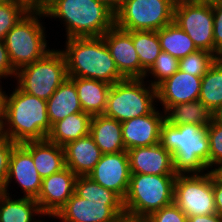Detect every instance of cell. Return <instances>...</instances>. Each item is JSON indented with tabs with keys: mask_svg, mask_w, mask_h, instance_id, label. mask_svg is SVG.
<instances>
[{
	"mask_svg": "<svg viewBox=\"0 0 222 222\" xmlns=\"http://www.w3.org/2000/svg\"><path fill=\"white\" fill-rule=\"evenodd\" d=\"M125 216L123 199L89 176H77L74 194L52 217L58 222H116Z\"/></svg>",
	"mask_w": 222,
	"mask_h": 222,
	"instance_id": "6da1fadb",
	"label": "cell"
},
{
	"mask_svg": "<svg viewBox=\"0 0 222 222\" xmlns=\"http://www.w3.org/2000/svg\"><path fill=\"white\" fill-rule=\"evenodd\" d=\"M11 89L5 93L4 122L0 135L15 143L47 139L52 129L47 101L25 93L15 84Z\"/></svg>",
	"mask_w": 222,
	"mask_h": 222,
	"instance_id": "7a4b0ae2",
	"label": "cell"
},
{
	"mask_svg": "<svg viewBox=\"0 0 222 222\" xmlns=\"http://www.w3.org/2000/svg\"><path fill=\"white\" fill-rule=\"evenodd\" d=\"M39 6L48 20L63 24L65 39L100 37L115 25V14L97 0H44Z\"/></svg>",
	"mask_w": 222,
	"mask_h": 222,
	"instance_id": "3957f363",
	"label": "cell"
},
{
	"mask_svg": "<svg viewBox=\"0 0 222 222\" xmlns=\"http://www.w3.org/2000/svg\"><path fill=\"white\" fill-rule=\"evenodd\" d=\"M160 144L172 154L177 175L209 171L207 127L196 124L174 126L165 120L161 126Z\"/></svg>",
	"mask_w": 222,
	"mask_h": 222,
	"instance_id": "277c9868",
	"label": "cell"
},
{
	"mask_svg": "<svg viewBox=\"0 0 222 222\" xmlns=\"http://www.w3.org/2000/svg\"><path fill=\"white\" fill-rule=\"evenodd\" d=\"M63 52L68 77H82L106 82L110 85L125 78L119 73L114 59L100 37L68 38Z\"/></svg>",
	"mask_w": 222,
	"mask_h": 222,
	"instance_id": "5b68a950",
	"label": "cell"
},
{
	"mask_svg": "<svg viewBox=\"0 0 222 222\" xmlns=\"http://www.w3.org/2000/svg\"><path fill=\"white\" fill-rule=\"evenodd\" d=\"M45 18L43 9L35 6L5 36V47L16 71L41 59L52 50L49 40H46L48 31L46 22H43Z\"/></svg>",
	"mask_w": 222,
	"mask_h": 222,
	"instance_id": "8992f818",
	"label": "cell"
},
{
	"mask_svg": "<svg viewBox=\"0 0 222 222\" xmlns=\"http://www.w3.org/2000/svg\"><path fill=\"white\" fill-rule=\"evenodd\" d=\"M177 175L131 174L123 199L125 216L145 219L154 211L174 203Z\"/></svg>",
	"mask_w": 222,
	"mask_h": 222,
	"instance_id": "52a82bcc",
	"label": "cell"
},
{
	"mask_svg": "<svg viewBox=\"0 0 222 222\" xmlns=\"http://www.w3.org/2000/svg\"><path fill=\"white\" fill-rule=\"evenodd\" d=\"M157 105L156 87L144 78H125L111 85L103 115L122 123L150 114Z\"/></svg>",
	"mask_w": 222,
	"mask_h": 222,
	"instance_id": "ba28073f",
	"label": "cell"
},
{
	"mask_svg": "<svg viewBox=\"0 0 222 222\" xmlns=\"http://www.w3.org/2000/svg\"><path fill=\"white\" fill-rule=\"evenodd\" d=\"M67 78L65 56L52 48L41 59L17 70L14 83L25 93L47 101Z\"/></svg>",
	"mask_w": 222,
	"mask_h": 222,
	"instance_id": "9c48e42d",
	"label": "cell"
},
{
	"mask_svg": "<svg viewBox=\"0 0 222 222\" xmlns=\"http://www.w3.org/2000/svg\"><path fill=\"white\" fill-rule=\"evenodd\" d=\"M177 0H123L115 26L125 31H157L174 22Z\"/></svg>",
	"mask_w": 222,
	"mask_h": 222,
	"instance_id": "30bf717a",
	"label": "cell"
},
{
	"mask_svg": "<svg viewBox=\"0 0 222 222\" xmlns=\"http://www.w3.org/2000/svg\"><path fill=\"white\" fill-rule=\"evenodd\" d=\"M174 203L187 217L216 213L212 171L178 174L174 183Z\"/></svg>",
	"mask_w": 222,
	"mask_h": 222,
	"instance_id": "8fae6325",
	"label": "cell"
},
{
	"mask_svg": "<svg viewBox=\"0 0 222 222\" xmlns=\"http://www.w3.org/2000/svg\"><path fill=\"white\" fill-rule=\"evenodd\" d=\"M213 21L211 5L176 1L174 22L189 35L198 50L214 54Z\"/></svg>",
	"mask_w": 222,
	"mask_h": 222,
	"instance_id": "7c38bea8",
	"label": "cell"
},
{
	"mask_svg": "<svg viewBox=\"0 0 222 222\" xmlns=\"http://www.w3.org/2000/svg\"><path fill=\"white\" fill-rule=\"evenodd\" d=\"M12 182L16 183L21 189L19 191L23 193L19 197L36 199L42 186V178L34 166L32 155L21 143H17L11 152L3 193L8 195L13 193L9 191Z\"/></svg>",
	"mask_w": 222,
	"mask_h": 222,
	"instance_id": "4fadbf2b",
	"label": "cell"
},
{
	"mask_svg": "<svg viewBox=\"0 0 222 222\" xmlns=\"http://www.w3.org/2000/svg\"><path fill=\"white\" fill-rule=\"evenodd\" d=\"M102 37L119 73L124 78H144L146 71L141 67L135 50L132 31H125L114 25Z\"/></svg>",
	"mask_w": 222,
	"mask_h": 222,
	"instance_id": "5bb4252c",
	"label": "cell"
},
{
	"mask_svg": "<svg viewBox=\"0 0 222 222\" xmlns=\"http://www.w3.org/2000/svg\"><path fill=\"white\" fill-rule=\"evenodd\" d=\"M87 176L124 199L131 177L127 151L103 154Z\"/></svg>",
	"mask_w": 222,
	"mask_h": 222,
	"instance_id": "9a60e30c",
	"label": "cell"
},
{
	"mask_svg": "<svg viewBox=\"0 0 222 222\" xmlns=\"http://www.w3.org/2000/svg\"><path fill=\"white\" fill-rule=\"evenodd\" d=\"M77 175L69 168L42 179V186L35 199L41 211L50 219L74 194Z\"/></svg>",
	"mask_w": 222,
	"mask_h": 222,
	"instance_id": "2e32d148",
	"label": "cell"
},
{
	"mask_svg": "<svg viewBox=\"0 0 222 222\" xmlns=\"http://www.w3.org/2000/svg\"><path fill=\"white\" fill-rule=\"evenodd\" d=\"M202 77L176 71L157 87V106L166 112L179 103L196 101L200 95Z\"/></svg>",
	"mask_w": 222,
	"mask_h": 222,
	"instance_id": "e0dca14e",
	"label": "cell"
},
{
	"mask_svg": "<svg viewBox=\"0 0 222 222\" xmlns=\"http://www.w3.org/2000/svg\"><path fill=\"white\" fill-rule=\"evenodd\" d=\"M158 108L156 107L150 114L121 123L126 151L160 143L161 126L165 121V112Z\"/></svg>",
	"mask_w": 222,
	"mask_h": 222,
	"instance_id": "ac0fdd59",
	"label": "cell"
},
{
	"mask_svg": "<svg viewBox=\"0 0 222 222\" xmlns=\"http://www.w3.org/2000/svg\"><path fill=\"white\" fill-rule=\"evenodd\" d=\"M131 174L177 175L172 154L160 143L127 150Z\"/></svg>",
	"mask_w": 222,
	"mask_h": 222,
	"instance_id": "d6986e66",
	"label": "cell"
},
{
	"mask_svg": "<svg viewBox=\"0 0 222 222\" xmlns=\"http://www.w3.org/2000/svg\"><path fill=\"white\" fill-rule=\"evenodd\" d=\"M63 148L66 167L77 176H87L103 155L90 134L67 143Z\"/></svg>",
	"mask_w": 222,
	"mask_h": 222,
	"instance_id": "ffe728a7",
	"label": "cell"
},
{
	"mask_svg": "<svg viewBox=\"0 0 222 222\" xmlns=\"http://www.w3.org/2000/svg\"><path fill=\"white\" fill-rule=\"evenodd\" d=\"M32 155L34 166L42 179L66 168L64 148L48 139L21 143Z\"/></svg>",
	"mask_w": 222,
	"mask_h": 222,
	"instance_id": "44dd1931",
	"label": "cell"
},
{
	"mask_svg": "<svg viewBox=\"0 0 222 222\" xmlns=\"http://www.w3.org/2000/svg\"><path fill=\"white\" fill-rule=\"evenodd\" d=\"M16 196L0 192V222H46L34 198Z\"/></svg>",
	"mask_w": 222,
	"mask_h": 222,
	"instance_id": "7402d4cb",
	"label": "cell"
},
{
	"mask_svg": "<svg viewBox=\"0 0 222 222\" xmlns=\"http://www.w3.org/2000/svg\"><path fill=\"white\" fill-rule=\"evenodd\" d=\"M90 135L103 154L126 151L121 122L103 114L94 115L90 125Z\"/></svg>",
	"mask_w": 222,
	"mask_h": 222,
	"instance_id": "603a6c76",
	"label": "cell"
},
{
	"mask_svg": "<svg viewBox=\"0 0 222 222\" xmlns=\"http://www.w3.org/2000/svg\"><path fill=\"white\" fill-rule=\"evenodd\" d=\"M68 78L75 83L83 112L89 113L91 116L103 114L111 85L95 79L82 77Z\"/></svg>",
	"mask_w": 222,
	"mask_h": 222,
	"instance_id": "cb8c5ba5",
	"label": "cell"
},
{
	"mask_svg": "<svg viewBox=\"0 0 222 222\" xmlns=\"http://www.w3.org/2000/svg\"><path fill=\"white\" fill-rule=\"evenodd\" d=\"M83 112L75 83L67 78L47 100L48 119L53 126L70 114Z\"/></svg>",
	"mask_w": 222,
	"mask_h": 222,
	"instance_id": "d4e9b609",
	"label": "cell"
},
{
	"mask_svg": "<svg viewBox=\"0 0 222 222\" xmlns=\"http://www.w3.org/2000/svg\"><path fill=\"white\" fill-rule=\"evenodd\" d=\"M92 117L86 112L70 114L52 126L47 139L63 147L71 141L84 137L90 134Z\"/></svg>",
	"mask_w": 222,
	"mask_h": 222,
	"instance_id": "484cf974",
	"label": "cell"
},
{
	"mask_svg": "<svg viewBox=\"0 0 222 222\" xmlns=\"http://www.w3.org/2000/svg\"><path fill=\"white\" fill-rule=\"evenodd\" d=\"M165 120L174 126L196 124L207 127L213 121V112L196 100L171 106L165 112Z\"/></svg>",
	"mask_w": 222,
	"mask_h": 222,
	"instance_id": "4316f807",
	"label": "cell"
},
{
	"mask_svg": "<svg viewBox=\"0 0 222 222\" xmlns=\"http://www.w3.org/2000/svg\"><path fill=\"white\" fill-rule=\"evenodd\" d=\"M157 33L161 51L167 52L173 57L181 59L198 50L189 35L175 22L157 30Z\"/></svg>",
	"mask_w": 222,
	"mask_h": 222,
	"instance_id": "83f0119b",
	"label": "cell"
},
{
	"mask_svg": "<svg viewBox=\"0 0 222 222\" xmlns=\"http://www.w3.org/2000/svg\"><path fill=\"white\" fill-rule=\"evenodd\" d=\"M198 100L213 113L222 106V58H217L202 76Z\"/></svg>",
	"mask_w": 222,
	"mask_h": 222,
	"instance_id": "f1b7e54d",
	"label": "cell"
},
{
	"mask_svg": "<svg viewBox=\"0 0 222 222\" xmlns=\"http://www.w3.org/2000/svg\"><path fill=\"white\" fill-rule=\"evenodd\" d=\"M132 40L141 67L147 72L161 52L157 31H132Z\"/></svg>",
	"mask_w": 222,
	"mask_h": 222,
	"instance_id": "f546056e",
	"label": "cell"
},
{
	"mask_svg": "<svg viewBox=\"0 0 222 222\" xmlns=\"http://www.w3.org/2000/svg\"><path fill=\"white\" fill-rule=\"evenodd\" d=\"M178 70L179 59L167 52L161 51L154 64L146 72L144 79H147L146 81L150 85L157 87L161 82L171 77Z\"/></svg>",
	"mask_w": 222,
	"mask_h": 222,
	"instance_id": "4dcf8cb0",
	"label": "cell"
},
{
	"mask_svg": "<svg viewBox=\"0 0 222 222\" xmlns=\"http://www.w3.org/2000/svg\"><path fill=\"white\" fill-rule=\"evenodd\" d=\"M35 6L34 3H0V40H4L7 33Z\"/></svg>",
	"mask_w": 222,
	"mask_h": 222,
	"instance_id": "1f68e13d",
	"label": "cell"
},
{
	"mask_svg": "<svg viewBox=\"0 0 222 222\" xmlns=\"http://www.w3.org/2000/svg\"><path fill=\"white\" fill-rule=\"evenodd\" d=\"M217 57L206 50H197L179 59V70L202 77L216 61Z\"/></svg>",
	"mask_w": 222,
	"mask_h": 222,
	"instance_id": "d6a6232c",
	"label": "cell"
},
{
	"mask_svg": "<svg viewBox=\"0 0 222 222\" xmlns=\"http://www.w3.org/2000/svg\"><path fill=\"white\" fill-rule=\"evenodd\" d=\"M209 138V171H214L222 164V123L213 119L207 126Z\"/></svg>",
	"mask_w": 222,
	"mask_h": 222,
	"instance_id": "836d02e7",
	"label": "cell"
},
{
	"mask_svg": "<svg viewBox=\"0 0 222 222\" xmlns=\"http://www.w3.org/2000/svg\"><path fill=\"white\" fill-rule=\"evenodd\" d=\"M145 220L146 222H188L187 215L175 203L154 211Z\"/></svg>",
	"mask_w": 222,
	"mask_h": 222,
	"instance_id": "e575fe53",
	"label": "cell"
},
{
	"mask_svg": "<svg viewBox=\"0 0 222 222\" xmlns=\"http://www.w3.org/2000/svg\"><path fill=\"white\" fill-rule=\"evenodd\" d=\"M17 143L12 142L7 137L0 135V192L3 191L8 174L9 158L13 147Z\"/></svg>",
	"mask_w": 222,
	"mask_h": 222,
	"instance_id": "d590c367",
	"label": "cell"
},
{
	"mask_svg": "<svg viewBox=\"0 0 222 222\" xmlns=\"http://www.w3.org/2000/svg\"><path fill=\"white\" fill-rule=\"evenodd\" d=\"M212 12L214 15V55L217 58H222V1L212 5Z\"/></svg>",
	"mask_w": 222,
	"mask_h": 222,
	"instance_id": "8d00e7d4",
	"label": "cell"
},
{
	"mask_svg": "<svg viewBox=\"0 0 222 222\" xmlns=\"http://www.w3.org/2000/svg\"><path fill=\"white\" fill-rule=\"evenodd\" d=\"M15 75H16V70L13 68L10 62L4 40H0V82H2V80H8V79L9 81H11L12 78H13L12 82H14Z\"/></svg>",
	"mask_w": 222,
	"mask_h": 222,
	"instance_id": "74e56055",
	"label": "cell"
},
{
	"mask_svg": "<svg viewBox=\"0 0 222 222\" xmlns=\"http://www.w3.org/2000/svg\"><path fill=\"white\" fill-rule=\"evenodd\" d=\"M212 189L216 213L222 218V179L212 171Z\"/></svg>",
	"mask_w": 222,
	"mask_h": 222,
	"instance_id": "f35d334b",
	"label": "cell"
},
{
	"mask_svg": "<svg viewBox=\"0 0 222 222\" xmlns=\"http://www.w3.org/2000/svg\"><path fill=\"white\" fill-rule=\"evenodd\" d=\"M187 220L188 222H222V218L217 213L187 217Z\"/></svg>",
	"mask_w": 222,
	"mask_h": 222,
	"instance_id": "ab89813d",
	"label": "cell"
},
{
	"mask_svg": "<svg viewBox=\"0 0 222 222\" xmlns=\"http://www.w3.org/2000/svg\"><path fill=\"white\" fill-rule=\"evenodd\" d=\"M3 82H0V132L3 127V122H4V98H5V93L6 90L4 89V85H2Z\"/></svg>",
	"mask_w": 222,
	"mask_h": 222,
	"instance_id": "60d3db41",
	"label": "cell"
},
{
	"mask_svg": "<svg viewBox=\"0 0 222 222\" xmlns=\"http://www.w3.org/2000/svg\"><path fill=\"white\" fill-rule=\"evenodd\" d=\"M109 8L114 14L119 10L123 0H97Z\"/></svg>",
	"mask_w": 222,
	"mask_h": 222,
	"instance_id": "b9f144b4",
	"label": "cell"
},
{
	"mask_svg": "<svg viewBox=\"0 0 222 222\" xmlns=\"http://www.w3.org/2000/svg\"><path fill=\"white\" fill-rule=\"evenodd\" d=\"M184 2L187 3H192V4H202V5H214L217 4L219 2H221L222 0H182Z\"/></svg>",
	"mask_w": 222,
	"mask_h": 222,
	"instance_id": "7bdbcfd3",
	"label": "cell"
},
{
	"mask_svg": "<svg viewBox=\"0 0 222 222\" xmlns=\"http://www.w3.org/2000/svg\"><path fill=\"white\" fill-rule=\"evenodd\" d=\"M116 222H146V220L123 216V217L119 218Z\"/></svg>",
	"mask_w": 222,
	"mask_h": 222,
	"instance_id": "ee69618b",
	"label": "cell"
},
{
	"mask_svg": "<svg viewBox=\"0 0 222 222\" xmlns=\"http://www.w3.org/2000/svg\"><path fill=\"white\" fill-rule=\"evenodd\" d=\"M213 119L219 123H222V106H220L214 113Z\"/></svg>",
	"mask_w": 222,
	"mask_h": 222,
	"instance_id": "f6af8a7d",
	"label": "cell"
},
{
	"mask_svg": "<svg viewBox=\"0 0 222 222\" xmlns=\"http://www.w3.org/2000/svg\"><path fill=\"white\" fill-rule=\"evenodd\" d=\"M0 3H33L31 0H0Z\"/></svg>",
	"mask_w": 222,
	"mask_h": 222,
	"instance_id": "bcb514c9",
	"label": "cell"
},
{
	"mask_svg": "<svg viewBox=\"0 0 222 222\" xmlns=\"http://www.w3.org/2000/svg\"><path fill=\"white\" fill-rule=\"evenodd\" d=\"M214 172L222 179V164L218 166Z\"/></svg>",
	"mask_w": 222,
	"mask_h": 222,
	"instance_id": "7dc6e473",
	"label": "cell"
},
{
	"mask_svg": "<svg viewBox=\"0 0 222 222\" xmlns=\"http://www.w3.org/2000/svg\"><path fill=\"white\" fill-rule=\"evenodd\" d=\"M36 6H39L44 0H31Z\"/></svg>",
	"mask_w": 222,
	"mask_h": 222,
	"instance_id": "c3c4849f",
	"label": "cell"
}]
</instances>
